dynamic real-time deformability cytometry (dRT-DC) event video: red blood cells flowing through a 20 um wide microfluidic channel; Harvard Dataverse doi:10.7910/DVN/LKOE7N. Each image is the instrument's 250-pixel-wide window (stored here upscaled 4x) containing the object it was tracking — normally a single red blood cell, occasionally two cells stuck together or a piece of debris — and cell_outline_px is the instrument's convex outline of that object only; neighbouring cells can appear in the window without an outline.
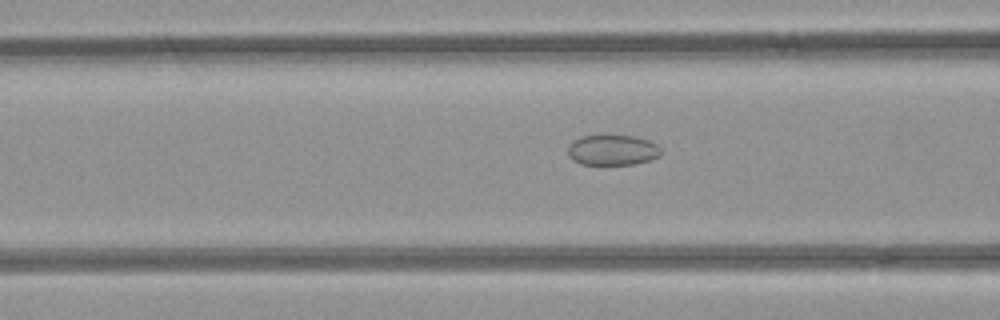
{"species": "common noctule bat (a hibernating species)", "species_latin": "Nyctalus noctula", "temperature_condition": "room temperature", "stored_images_in_passage": 12, "camera_frame_rate_fps": 3000, "um_per_image_px": 0.085, "animal": {"sex": "female", "body_mass_g": 21.9}, "frame": {"image": 1, "passage_image": 10, "time_ms": 3.0, "image_size_px": [1000, 320], "cell_outline_px": [[660, 156], [648, 160], [632, 164], [580, 164], [572, 160], [568, 156], [568, 148], [572, 140], [580, 136], [636, 136], [648, 140], [656, 144], [660, 148]], "centroid_in_image_um": [52.02, 12.75], "position_along_channel_um": 114.6, "area_um2": 16.42}}